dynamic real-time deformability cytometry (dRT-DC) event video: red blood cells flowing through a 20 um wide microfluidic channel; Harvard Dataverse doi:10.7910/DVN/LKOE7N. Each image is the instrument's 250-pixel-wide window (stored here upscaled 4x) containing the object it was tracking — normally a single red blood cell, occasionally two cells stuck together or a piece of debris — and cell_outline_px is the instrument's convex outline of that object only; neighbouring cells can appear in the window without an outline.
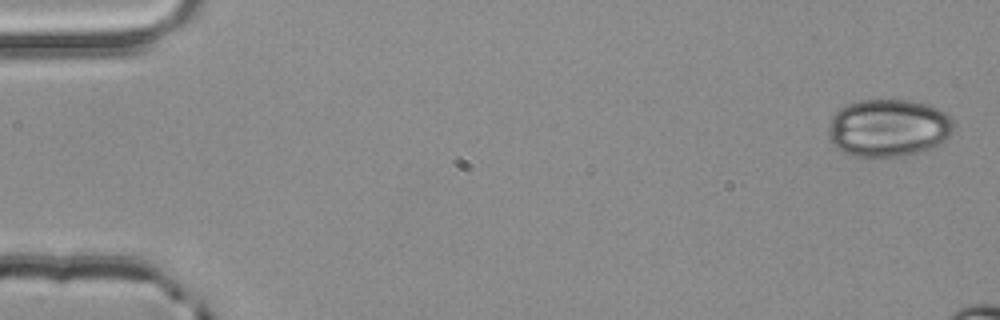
{"species": "common noctule bat (a hibernating species)", "species_latin": "Nyctalus noctula", "temperature_condition": "room temperature", "stored_images_in_passage": 4, "camera_frame_rate_fps": 3000, "um_per_image_px": 0.085, "animal": {"sex": "male", "body_mass_g": 20.4}, "frame": {"image": 1, "passage_image": 1, "time_ms": 0.0, "image_size_px": [1000, 320], "cell_outline_px": [[952, 132], [940, 144], [916, 152], [900, 156], [852, 156], [836, 148], [828, 140], [828, 128], [832, 116], [840, 108], [848, 104], [860, 100], [912, 100], [928, 104], [944, 112], [952, 120]], "centroid_in_image_um": [75.46, 10.86], "position_along_channel_um": 9.5, "area_um2": 41.91}}